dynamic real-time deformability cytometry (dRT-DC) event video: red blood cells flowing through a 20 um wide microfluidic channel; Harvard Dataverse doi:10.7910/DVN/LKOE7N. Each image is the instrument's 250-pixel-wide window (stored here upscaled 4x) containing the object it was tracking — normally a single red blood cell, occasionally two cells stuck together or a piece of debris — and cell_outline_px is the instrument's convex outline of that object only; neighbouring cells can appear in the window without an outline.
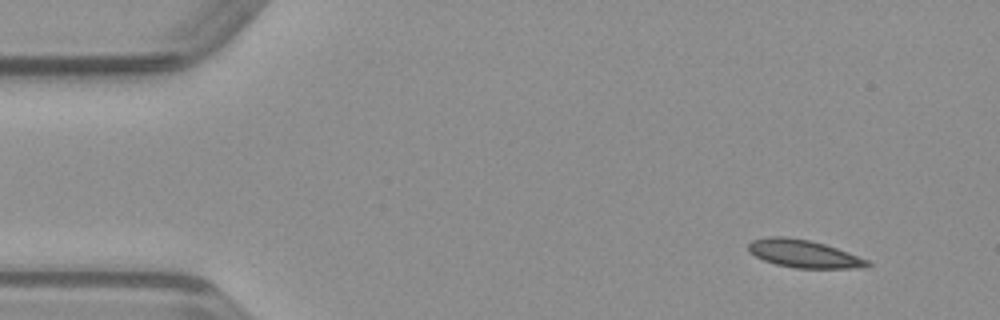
{"species": "common noctule bat (a hibernating species)", "species_latin": "Nyctalus noctula", "temperature_condition": "warm", "stored_images_in_passage": 46, "camera_frame_rate_fps": 3000, "um_per_image_px": 0.085, "animal": {"sex": "male", "body_mass_g": 23.1, "forearm_length_mm": 52.7}, "frame": {"image": 1, "passage_image": 1, "time_ms": 0.0, "image_size_px": [1000, 320], "cell_outline_px": [[872, 264], [868, 268], [796, 268], [776, 264], [764, 260], [748, 252], [748, 244], [752, 240], [768, 236], [784, 236], [808, 240], [824, 244], [848, 252], [868, 260]], "centroid_in_image_um": [68.32, 21.57], "position_along_channel_um": 16.7, "area_um2": 19.25}}
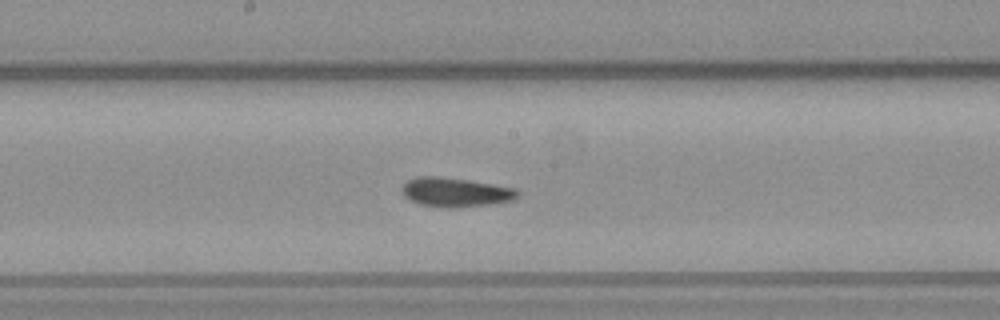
{"frame": {"image": 2, "passage_image": 22, "time_ms": 7.0, "image_size_px": [1000, 320], "cell_outline_px": [[520, 196], [516, 200], [492, 204], [456, 208], [440, 208], [420, 204], [404, 196], [400, 188], [408, 180], [416, 176], [436, 176], [468, 180], [516, 188], [520, 192]], "centroid_in_image_um": [38.75, 16.35], "position_along_channel_um": 209.5, "area_um2": 20.0}}
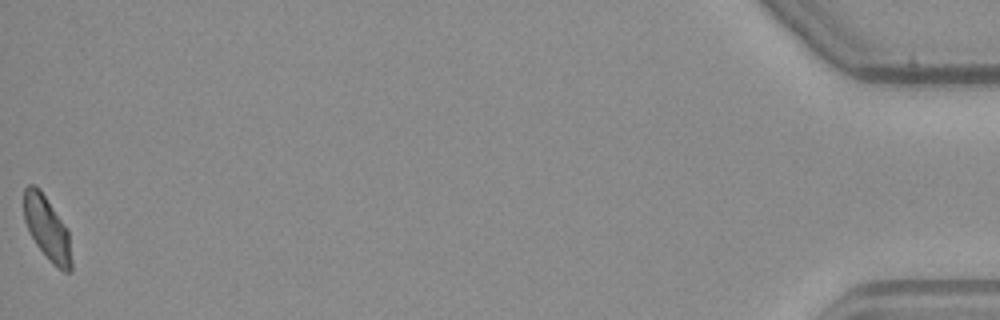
{"frame": {"image": 3, "passage_image": 46, "time_ms": 15.0, "image_size_px": [1000, 320], "cell_outline_px": [[72, 272], [64, 272], [52, 264], [36, 244], [24, 220], [24, 188], [28, 184], [32, 184], [40, 188], [68, 228], [72, 260]], "centroid_in_image_um": [4.03, 19.41], "position_along_channel_um": 431.2, "area_um2": 17.86}}